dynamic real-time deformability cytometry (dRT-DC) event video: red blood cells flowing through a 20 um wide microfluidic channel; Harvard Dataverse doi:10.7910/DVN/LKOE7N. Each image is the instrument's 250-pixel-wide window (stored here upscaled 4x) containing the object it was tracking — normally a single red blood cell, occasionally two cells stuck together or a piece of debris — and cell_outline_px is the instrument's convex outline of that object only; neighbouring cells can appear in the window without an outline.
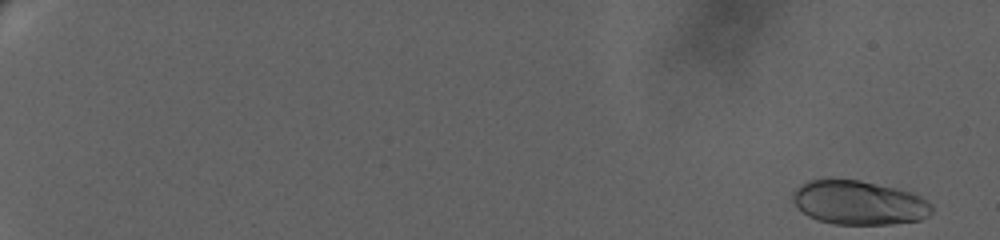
{"species": "human", "species_latin": "Homo sapiens", "temperature_condition": "warm", "stored_images_in_passage": 44, "camera_frame_rate_fps": 3000, "um_per_image_px": 0.085, "donor": {"sex": "female"}, "frame": {"image": 1, "passage_image": 2, "time_ms": 0.333, "image_size_px": [1000, 240], "cell_outline_px": [[932, 212], [928, 216], [920, 220], [888, 224], [836, 224], [816, 220], [808, 216], [792, 200], [792, 192], [796, 188], [808, 180], [860, 180], [896, 188], [912, 192], [928, 200], [932, 204]], "centroid_in_image_um": [73.03, 17.23], "position_along_channel_um": 12.0, "area_um2": 35.6}}
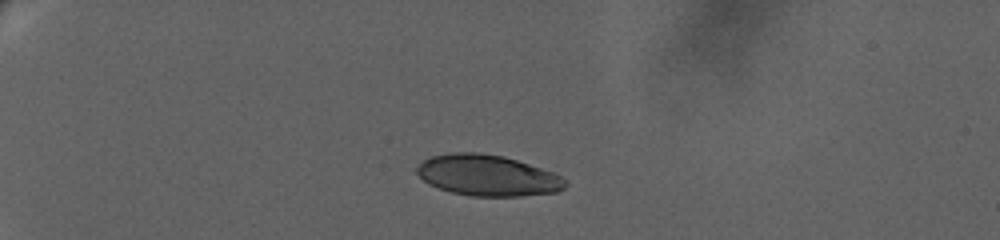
{"frame": {"image": 2, "passage_image": 34, "time_ms": 6.667, "image_size_px": [1000, 240], "cell_outline_px": [[568, 184], [564, 188], [556, 192], [520, 196], [472, 196], [452, 192], [428, 184], [412, 168], [424, 160], [432, 156], [452, 152], [480, 152], [504, 156], [552, 172], [568, 180]], "centroid_in_image_um": [41.42, 14.9], "position_along_channel_um": 43.6, "area_um2": 35.49}}